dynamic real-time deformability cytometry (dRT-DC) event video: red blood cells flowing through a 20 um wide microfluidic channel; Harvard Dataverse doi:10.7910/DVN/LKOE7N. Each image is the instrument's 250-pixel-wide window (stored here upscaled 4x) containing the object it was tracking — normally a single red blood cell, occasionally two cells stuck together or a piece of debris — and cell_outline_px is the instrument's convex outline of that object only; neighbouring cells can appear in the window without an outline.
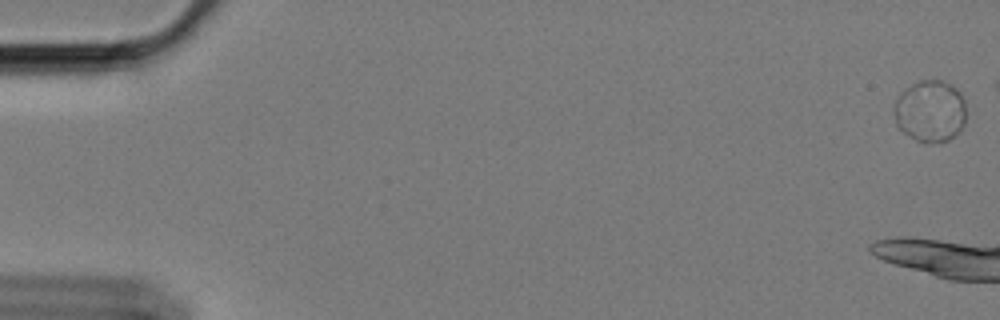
{"species": "Egyptian fruit bat (a non-hibernating species)", "species_latin": "Rousettus aegyptiacus", "temperature_condition": "cold", "stored_images_in_passage": 5, "camera_frame_rate_fps": 3000, "um_per_image_px": 0.085, "animal": {"sex": "female"}, "frame": {"image": 1, "passage_image": 1, "time_ms": 0.0, "image_size_px": [1000, 320], "cell_outline_px": [[964, 124], [960, 132], [948, 140], [928, 144], [916, 140], [904, 132], [896, 124], [896, 100], [900, 92], [904, 88], [920, 80], [940, 80], [956, 88], [960, 92], [964, 100]], "centroid_in_image_um": [79.08, 9.45], "position_along_channel_um": 5.9, "area_um2": 25.78}}